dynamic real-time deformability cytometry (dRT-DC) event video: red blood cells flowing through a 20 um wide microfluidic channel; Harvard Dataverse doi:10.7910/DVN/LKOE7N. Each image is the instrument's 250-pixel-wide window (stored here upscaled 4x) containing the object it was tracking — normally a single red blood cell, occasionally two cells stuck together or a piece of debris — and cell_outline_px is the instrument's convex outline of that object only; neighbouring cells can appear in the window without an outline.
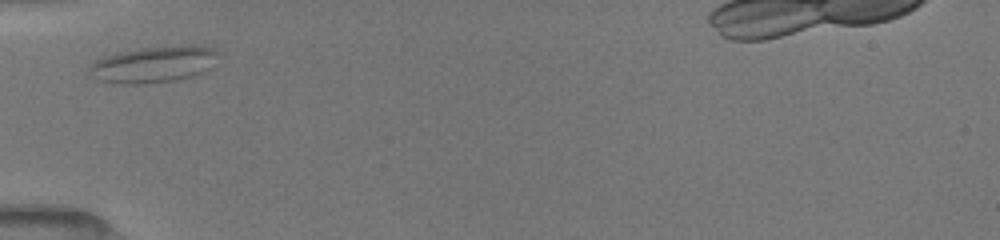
{"species": "common noctule bat (a hibernating species)", "species_latin": "Nyctalus noctula", "temperature_condition": "room temperature", "stored_images_in_passage": 2, "camera_frame_rate_fps": 3000, "um_per_image_px": 0.085, "animal": {"sex": "female", "body_mass_g": 19.5, "forearm_length_mm": 54.1}, "frame": {"image": 1, "passage_image": 1, "time_ms": 0.0, "image_size_px": [1000, 240], "cell_outline_px": [[216, 52], [208, 68], [204, 72], [192, 76], [176, 80], [144, 84], [120, 84], [100, 80], [92, 76], [88, 72], [88, 68], [96, 60], [108, 56], [124, 52], [144, 48], [212, 48]], "centroid_in_image_um": [12.93, 5.55], "position_along_channel_um": 72.1, "area_um2": 25.72}}